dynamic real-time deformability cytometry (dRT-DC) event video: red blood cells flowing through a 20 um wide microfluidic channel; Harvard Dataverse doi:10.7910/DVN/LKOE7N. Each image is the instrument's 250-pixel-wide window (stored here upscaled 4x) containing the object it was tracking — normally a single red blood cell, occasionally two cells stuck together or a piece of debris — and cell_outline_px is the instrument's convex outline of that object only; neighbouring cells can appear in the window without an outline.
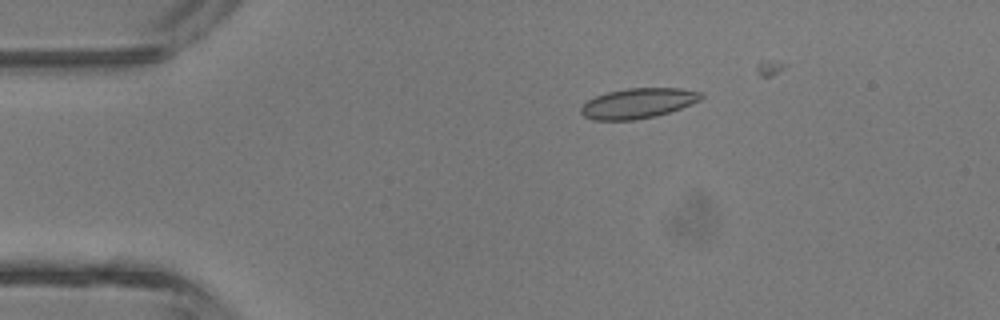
{"species": "common noctule bat (a hibernating species)", "species_latin": "Nyctalus noctula", "temperature_condition": "room temperature", "stored_images_in_passage": 4, "camera_frame_rate_fps": 3000, "um_per_image_px": 0.085, "animal": {"sex": "male", "body_mass_g": 13.3}, "frame": {"image": 1, "passage_image": 2, "time_ms": 1.0, "image_size_px": [1000, 320], "cell_outline_px": [[704, 96], [700, 100], [680, 108], [656, 116], [636, 120], [592, 120], [584, 116], [580, 112], [580, 108], [588, 100], [596, 96], [608, 92], [628, 88], [680, 88], [704, 92]], "centroid_in_image_um": [54.24, 8.78], "position_along_channel_um": 30.8, "area_um2": 21.1}}